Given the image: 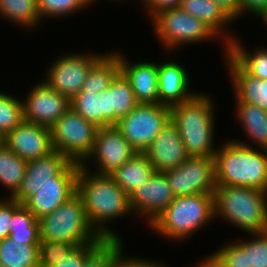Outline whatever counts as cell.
<instances>
[{"mask_svg":"<svg viewBox=\"0 0 267 267\" xmlns=\"http://www.w3.org/2000/svg\"><path fill=\"white\" fill-rule=\"evenodd\" d=\"M214 216L251 233L267 231V192L241 186H216Z\"/></svg>","mask_w":267,"mask_h":267,"instance_id":"cell-4","label":"cell"},{"mask_svg":"<svg viewBox=\"0 0 267 267\" xmlns=\"http://www.w3.org/2000/svg\"><path fill=\"white\" fill-rule=\"evenodd\" d=\"M120 72L119 56L104 54L90 69L79 93H97L107 90L112 80Z\"/></svg>","mask_w":267,"mask_h":267,"instance_id":"cell-25","label":"cell"},{"mask_svg":"<svg viewBox=\"0 0 267 267\" xmlns=\"http://www.w3.org/2000/svg\"><path fill=\"white\" fill-rule=\"evenodd\" d=\"M175 195L164 172L155 173L129 195L131 210L146 216L148 225L170 205Z\"/></svg>","mask_w":267,"mask_h":267,"instance_id":"cell-15","label":"cell"},{"mask_svg":"<svg viewBox=\"0 0 267 267\" xmlns=\"http://www.w3.org/2000/svg\"><path fill=\"white\" fill-rule=\"evenodd\" d=\"M214 217V195L192 194L175 197L149 226L168 240L181 241L190 238Z\"/></svg>","mask_w":267,"mask_h":267,"instance_id":"cell-5","label":"cell"},{"mask_svg":"<svg viewBox=\"0 0 267 267\" xmlns=\"http://www.w3.org/2000/svg\"><path fill=\"white\" fill-rule=\"evenodd\" d=\"M103 54H68L59 56L48 69L44 81L53 90L71 100L83 87L91 67Z\"/></svg>","mask_w":267,"mask_h":267,"instance_id":"cell-12","label":"cell"},{"mask_svg":"<svg viewBox=\"0 0 267 267\" xmlns=\"http://www.w3.org/2000/svg\"><path fill=\"white\" fill-rule=\"evenodd\" d=\"M80 166L56 150L47 156L31 159L20 187L10 198L23 204L39 186L53 181L54 176H78Z\"/></svg>","mask_w":267,"mask_h":267,"instance_id":"cell-11","label":"cell"},{"mask_svg":"<svg viewBox=\"0 0 267 267\" xmlns=\"http://www.w3.org/2000/svg\"><path fill=\"white\" fill-rule=\"evenodd\" d=\"M3 143L27 161L47 156L54 151L50 127L24 120L3 137Z\"/></svg>","mask_w":267,"mask_h":267,"instance_id":"cell-16","label":"cell"},{"mask_svg":"<svg viewBox=\"0 0 267 267\" xmlns=\"http://www.w3.org/2000/svg\"><path fill=\"white\" fill-rule=\"evenodd\" d=\"M212 98L197 93L191 100L170 107V120L176 126L189 157H214V106Z\"/></svg>","mask_w":267,"mask_h":267,"instance_id":"cell-3","label":"cell"},{"mask_svg":"<svg viewBox=\"0 0 267 267\" xmlns=\"http://www.w3.org/2000/svg\"><path fill=\"white\" fill-rule=\"evenodd\" d=\"M86 165L82 164L79 168L77 194L83 201L87 218L101 237L120 238L118 233H114L105 224L133 213L129 195L109 174H97L94 170L93 173L89 172Z\"/></svg>","mask_w":267,"mask_h":267,"instance_id":"cell-1","label":"cell"},{"mask_svg":"<svg viewBox=\"0 0 267 267\" xmlns=\"http://www.w3.org/2000/svg\"><path fill=\"white\" fill-rule=\"evenodd\" d=\"M240 15L246 11L262 16L267 11V0H239Z\"/></svg>","mask_w":267,"mask_h":267,"instance_id":"cell-43","label":"cell"},{"mask_svg":"<svg viewBox=\"0 0 267 267\" xmlns=\"http://www.w3.org/2000/svg\"><path fill=\"white\" fill-rule=\"evenodd\" d=\"M70 108L98 128L102 127L101 93H77L70 100Z\"/></svg>","mask_w":267,"mask_h":267,"instance_id":"cell-34","label":"cell"},{"mask_svg":"<svg viewBox=\"0 0 267 267\" xmlns=\"http://www.w3.org/2000/svg\"><path fill=\"white\" fill-rule=\"evenodd\" d=\"M175 197L214 194V157H189L180 166L163 171Z\"/></svg>","mask_w":267,"mask_h":267,"instance_id":"cell-10","label":"cell"},{"mask_svg":"<svg viewBox=\"0 0 267 267\" xmlns=\"http://www.w3.org/2000/svg\"><path fill=\"white\" fill-rule=\"evenodd\" d=\"M12 215L13 199L7 196L6 199L0 200V240L9 237Z\"/></svg>","mask_w":267,"mask_h":267,"instance_id":"cell-40","label":"cell"},{"mask_svg":"<svg viewBox=\"0 0 267 267\" xmlns=\"http://www.w3.org/2000/svg\"><path fill=\"white\" fill-rule=\"evenodd\" d=\"M151 20L157 39L168 51L187 43L195 44L219 37L202 20L181 8L163 10Z\"/></svg>","mask_w":267,"mask_h":267,"instance_id":"cell-8","label":"cell"},{"mask_svg":"<svg viewBox=\"0 0 267 267\" xmlns=\"http://www.w3.org/2000/svg\"><path fill=\"white\" fill-rule=\"evenodd\" d=\"M137 151L131 146L121 131L115 126L100 127L95 137L94 149L87 161H93L99 168L97 174H111L129 161Z\"/></svg>","mask_w":267,"mask_h":267,"instance_id":"cell-13","label":"cell"},{"mask_svg":"<svg viewBox=\"0 0 267 267\" xmlns=\"http://www.w3.org/2000/svg\"><path fill=\"white\" fill-rule=\"evenodd\" d=\"M189 79L185 68L175 62L158 64L159 103L171 107L191 100L197 93L189 91Z\"/></svg>","mask_w":267,"mask_h":267,"instance_id":"cell-20","label":"cell"},{"mask_svg":"<svg viewBox=\"0 0 267 267\" xmlns=\"http://www.w3.org/2000/svg\"><path fill=\"white\" fill-rule=\"evenodd\" d=\"M102 127L115 125V111H110L109 88L101 92Z\"/></svg>","mask_w":267,"mask_h":267,"instance_id":"cell-44","label":"cell"},{"mask_svg":"<svg viewBox=\"0 0 267 267\" xmlns=\"http://www.w3.org/2000/svg\"><path fill=\"white\" fill-rule=\"evenodd\" d=\"M23 102L24 121L51 127L69 108L70 100L44 81L35 84Z\"/></svg>","mask_w":267,"mask_h":267,"instance_id":"cell-14","label":"cell"},{"mask_svg":"<svg viewBox=\"0 0 267 267\" xmlns=\"http://www.w3.org/2000/svg\"><path fill=\"white\" fill-rule=\"evenodd\" d=\"M0 263L5 267H40L39 245H26L7 237L0 240Z\"/></svg>","mask_w":267,"mask_h":267,"instance_id":"cell-26","label":"cell"},{"mask_svg":"<svg viewBox=\"0 0 267 267\" xmlns=\"http://www.w3.org/2000/svg\"><path fill=\"white\" fill-rule=\"evenodd\" d=\"M77 246L62 241L40 239L39 266L51 267L57 265V261L66 258Z\"/></svg>","mask_w":267,"mask_h":267,"instance_id":"cell-36","label":"cell"},{"mask_svg":"<svg viewBox=\"0 0 267 267\" xmlns=\"http://www.w3.org/2000/svg\"><path fill=\"white\" fill-rule=\"evenodd\" d=\"M168 121L169 106L160 103H138L115 126L137 152L144 153Z\"/></svg>","mask_w":267,"mask_h":267,"instance_id":"cell-9","label":"cell"},{"mask_svg":"<svg viewBox=\"0 0 267 267\" xmlns=\"http://www.w3.org/2000/svg\"><path fill=\"white\" fill-rule=\"evenodd\" d=\"M180 8L202 20L217 36L220 34L223 45L228 46L236 38L229 33L222 35L225 26L228 27L234 20L213 0H182Z\"/></svg>","mask_w":267,"mask_h":267,"instance_id":"cell-22","label":"cell"},{"mask_svg":"<svg viewBox=\"0 0 267 267\" xmlns=\"http://www.w3.org/2000/svg\"><path fill=\"white\" fill-rule=\"evenodd\" d=\"M10 233L39 228L38 219L23 205L13 200V215L10 222Z\"/></svg>","mask_w":267,"mask_h":267,"instance_id":"cell-38","label":"cell"},{"mask_svg":"<svg viewBox=\"0 0 267 267\" xmlns=\"http://www.w3.org/2000/svg\"><path fill=\"white\" fill-rule=\"evenodd\" d=\"M123 252V249H121V255H120V258L118 260V267H166L165 265L163 264H160L159 262L157 263L153 260H145L143 258H129V257H124L122 254ZM125 259V260H124ZM143 259V260H142Z\"/></svg>","mask_w":267,"mask_h":267,"instance_id":"cell-45","label":"cell"},{"mask_svg":"<svg viewBox=\"0 0 267 267\" xmlns=\"http://www.w3.org/2000/svg\"><path fill=\"white\" fill-rule=\"evenodd\" d=\"M77 193V176H54L23 203L37 218L52 213Z\"/></svg>","mask_w":267,"mask_h":267,"instance_id":"cell-18","label":"cell"},{"mask_svg":"<svg viewBox=\"0 0 267 267\" xmlns=\"http://www.w3.org/2000/svg\"><path fill=\"white\" fill-rule=\"evenodd\" d=\"M233 19L240 16L239 0H213Z\"/></svg>","mask_w":267,"mask_h":267,"instance_id":"cell-46","label":"cell"},{"mask_svg":"<svg viewBox=\"0 0 267 267\" xmlns=\"http://www.w3.org/2000/svg\"><path fill=\"white\" fill-rule=\"evenodd\" d=\"M240 40L235 38L228 46L227 53L251 76L267 80V48L248 52ZM247 50V51H246Z\"/></svg>","mask_w":267,"mask_h":267,"instance_id":"cell-27","label":"cell"},{"mask_svg":"<svg viewBox=\"0 0 267 267\" xmlns=\"http://www.w3.org/2000/svg\"><path fill=\"white\" fill-rule=\"evenodd\" d=\"M52 146L71 162L86 164L98 127L69 108L51 127Z\"/></svg>","mask_w":267,"mask_h":267,"instance_id":"cell-7","label":"cell"},{"mask_svg":"<svg viewBox=\"0 0 267 267\" xmlns=\"http://www.w3.org/2000/svg\"><path fill=\"white\" fill-rule=\"evenodd\" d=\"M155 173L154 167L144 153L137 152L129 161L109 174L114 182L130 195Z\"/></svg>","mask_w":267,"mask_h":267,"instance_id":"cell-23","label":"cell"},{"mask_svg":"<svg viewBox=\"0 0 267 267\" xmlns=\"http://www.w3.org/2000/svg\"><path fill=\"white\" fill-rule=\"evenodd\" d=\"M144 154L154 170L161 172L180 166L189 158L179 132L171 120L161 129Z\"/></svg>","mask_w":267,"mask_h":267,"instance_id":"cell-17","label":"cell"},{"mask_svg":"<svg viewBox=\"0 0 267 267\" xmlns=\"http://www.w3.org/2000/svg\"><path fill=\"white\" fill-rule=\"evenodd\" d=\"M3 142V138L1 137V135H0V144Z\"/></svg>","mask_w":267,"mask_h":267,"instance_id":"cell-48","label":"cell"},{"mask_svg":"<svg viewBox=\"0 0 267 267\" xmlns=\"http://www.w3.org/2000/svg\"><path fill=\"white\" fill-rule=\"evenodd\" d=\"M236 100V116L240 121L246 136L258 148L267 150V111L258 106Z\"/></svg>","mask_w":267,"mask_h":267,"instance_id":"cell-24","label":"cell"},{"mask_svg":"<svg viewBox=\"0 0 267 267\" xmlns=\"http://www.w3.org/2000/svg\"><path fill=\"white\" fill-rule=\"evenodd\" d=\"M197 267H247L246 241L224 244Z\"/></svg>","mask_w":267,"mask_h":267,"instance_id":"cell-31","label":"cell"},{"mask_svg":"<svg viewBox=\"0 0 267 267\" xmlns=\"http://www.w3.org/2000/svg\"><path fill=\"white\" fill-rule=\"evenodd\" d=\"M93 0H37L41 21L46 18H57L73 14L90 6ZM90 4V5H89Z\"/></svg>","mask_w":267,"mask_h":267,"instance_id":"cell-35","label":"cell"},{"mask_svg":"<svg viewBox=\"0 0 267 267\" xmlns=\"http://www.w3.org/2000/svg\"><path fill=\"white\" fill-rule=\"evenodd\" d=\"M225 46V60L235 98L240 102L258 106L267 111V80L249 75L228 53Z\"/></svg>","mask_w":267,"mask_h":267,"instance_id":"cell-21","label":"cell"},{"mask_svg":"<svg viewBox=\"0 0 267 267\" xmlns=\"http://www.w3.org/2000/svg\"><path fill=\"white\" fill-rule=\"evenodd\" d=\"M38 222L40 239L78 246L105 239L91 226L83 201L77 193L52 213L40 217Z\"/></svg>","mask_w":267,"mask_h":267,"instance_id":"cell-6","label":"cell"},{"mask_svg":"<svg viewBox=\"0 0 267 267\" xmlns=\"http://www.w3.org/2000/svg\"><path fill=\"white\" fill-rule=\"evenodd\" d=\"M110 111H115V125L138 104L129 80L120 71L109 87Z\"/></svg>","mask_w":267,"mask_h":267,"instance_id":"cell-29","label":"cell"},{"mask_svg":"<svg viewBox=\"0 0 267 267\" xmlns=\"http://www.w3.org/2000/svg\"><path fill=\"white\" fill-rule=\"evenodd\" d=\"M24 120L23 102L0 92V135L5 137Z\"/></svg>","mask_w":267,"mask_h":267,"instance_id":"cell-33","label":"cell"},{"mask_svg":"<svg viewBox=\"0 0 267 267\" xmlns=\"http://www.w3.org/2000/svg\"><path fill=\"white\" fill-rule=\"evenodd\" d=\"M13 241L26 245H39L40 231L39 228H27V230L16 231L9 234Z\"/></svg>","mask_w":267,"mask_h":267,"instance_id":"cell-42","label":"cell"},{"mask_svg":"<svg viewBox=\"0 0 267 267\" xmlns=\"http://www.w3.org/2000/svg\"><path fill=\"white\" fill-rule=\"evenodd\" d=\"M262 18V20L266 23L267 25V11L262 15L260 16Z\"/></svg>","mask_w":267,"mask_h":267,"instance_id":"cell-47","label":"cell"},{"mask_svg":"<svg viewBox=\"0 0 267 267\" xmlns=\"http://www.w3.org/2000/svg\"><path fill=\"white\" fill-rule=\"evenodd\" d=\"M116 54L120 71L129 80L137 103H159L158 64L149 61L130 64L124 55Z\"/></svg>","mask_w":267,"mask_h":267,"instance_id":"cell-19","label":"cell"},{"mask_svg":"<svg viewBox=\"0 0 267 267\" xmlns=\"http://www.w3.org/2000/svg\"><path fill=\"white\" fill-rule=\"evenodd\" d=\"M100 243L101 242H92L77 246L66 258L57 261V265L51 267H83L88 255Z\"/></svg>","mask_w":267,"mask_h":267,"instance_id":"cell-39","label":"cell"},{"mask_svg":"<svg viewBox=\"0 0 267 267\" xmlns=\"http://www.w3.org/2000/svg\"><path fill=\"white\" fill-rule=\"evenodd\" d=\"M0 14L24 28L31 29L41 23L37 0H0Z\"/></svg>","mask_w":267,"mask_h":267,"instance_id":"cell-30","label":"cell"},{"mask_svg":"<svg viewBox=\"0 0 267 267\" xmlns=\"http://www.w3.org/2000/svg\"><path fill=\"white\" fill-rule=\"evenodd\" d=\"M251 236L254 238L246 241L247 267H267V231Z\"/></svg>","mask_w":267,"mask_h":267,"instance_id":"cell-37","label":"cell"},{"mask_svg":"<svg viewBox=\"0 0 267 267\" xmlns=\"http://www.w3.org/2000/svg\"><path fill=\"white\" fill-rule=\"evenodd\" d=\"M182 0H142L146 10L149 9L148 14L152 19L157 13L173 8H180Z\"/></svg>","mask_w":267,"mask_h":267,"instance_id":"cell-41","label":"cell"},{"mask_svg":"<svg viewBox=\"0 0 267 267\" xmlns=\"http://www.w3.org/2000/svg\"><path fill=\"white\" fill-rule=\"evenodd\" d=\"M121 238H105L86 258L83 267H118Z\"/></svg>","mask_w":267,"mask_h":267,"instance_id":"cell-32","label":"cell"},{"mask_svg":"<svg viewBox=\"0 0 267 267\" xmlns=\"http://www.w3.org/2000/svg\"><path fill=\"white\" fill-rule=\"evenodd\" d=\"M219 148L214 156L216 186H241L267 192L266 149L256 150L249 143L237 140H229Z\"/></svg>","mask_w":267,"mask_h":267,"instance_id":"cell-2","label":"cell"},{"mask_svg":"<svg viewBox=\"0 0 267 267\" xmlns=\"http://www.w3.org/2000/svg\"><path fill=\"white\" fill-rule=\"evenodd\" d=\"M27 164V160L15 154L6 144H0V184L9 189V197L20 187Z\"/></svg>","mask_w":267,"mask_h":267,"instance_id":"cell-28","label":"cell"}]
</instances>
